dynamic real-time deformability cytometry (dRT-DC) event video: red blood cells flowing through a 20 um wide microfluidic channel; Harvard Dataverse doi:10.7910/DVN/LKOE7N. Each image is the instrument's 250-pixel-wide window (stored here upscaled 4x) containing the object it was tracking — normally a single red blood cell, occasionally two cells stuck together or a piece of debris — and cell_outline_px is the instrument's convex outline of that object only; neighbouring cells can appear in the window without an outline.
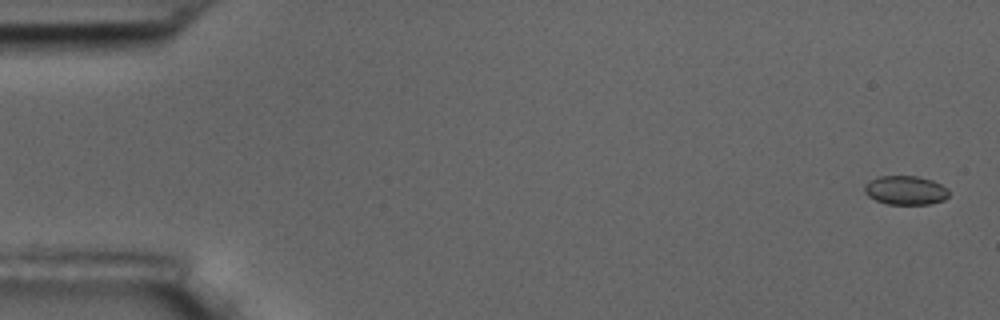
{"species": "common noctule bat (a hibernating species)", "species_latin": "Nyctalus noctula", "temperature_condition": "room temperature", "stored_images_in_passage": 6, "camera_frame_rate_fps": 3000, "um_per_image_px": 0.085, "animal": {"sex": "male", "body_mass_g": 17.5, "forearm_length_mm": 52.3}, "frame": {"image": 1, "passage_image": 1, "time_ms": 0.0, "image_size_px": [1000, 320], "cell_outline_px": [[948, 196], [944, 200], [928, 204], [888, 204], [876, 200], [868, 196], [864, 192], [864, 184], [868, 180], [880, 176], [916, 176], [932, 180], [948, 188]], "centroid_in_image_um": [76.94, 16.17], "position_along_channel_um": 8.1, "area_um2": 14.28}}
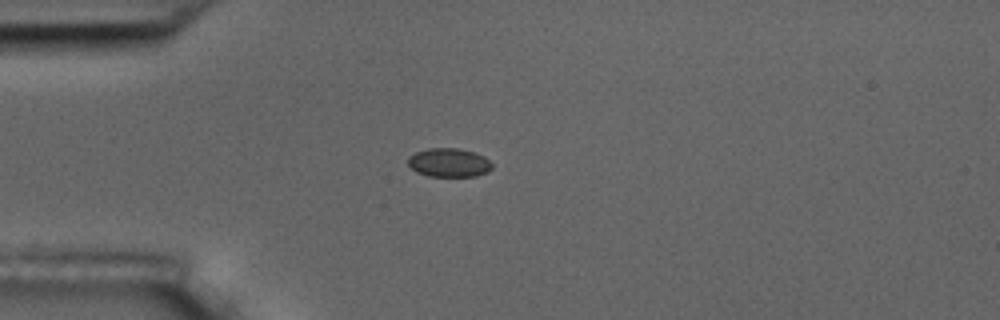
{"frame": {"image": 2, "passage_image": 5, "time_ms": 4.667, "image_size_px": [1000, 320], "cell_outline_px": [[492, 168], [488, 172], [476, 176], [428, 176], [416, 172], [408, 164], [408, 156], [416, 152], [428, 148], [456, 148], [472, 152], [484, 156], [492, 164]], "centroid_in_image_um": [38.15, 13.83], "position_along_channel_um": 46.9, "area_um2": 14.05}}
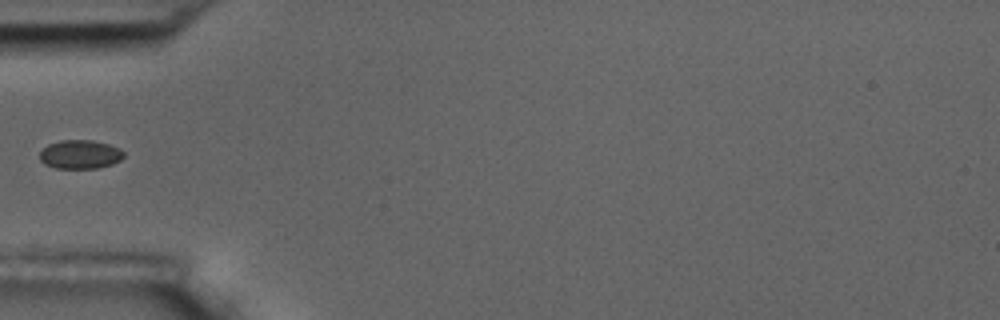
{"frame": {"image": 3, "passage_image": 6, "time_ms": 6.0, "image_size_px": [1000, 320], "cell_outline_px": [[124, 156], [120, 160], [112, 164], [96, 168], [56, 168], [44, 164], [40, 160], [40, 152], [48, 144], [60, 140], [92, 140], [108, 144], [120, 148], [124, 152]], "centroid_in_image_um": [6.81, 13.12], "position_along_channel_um": 78.2, "area_um2": 14.1}}